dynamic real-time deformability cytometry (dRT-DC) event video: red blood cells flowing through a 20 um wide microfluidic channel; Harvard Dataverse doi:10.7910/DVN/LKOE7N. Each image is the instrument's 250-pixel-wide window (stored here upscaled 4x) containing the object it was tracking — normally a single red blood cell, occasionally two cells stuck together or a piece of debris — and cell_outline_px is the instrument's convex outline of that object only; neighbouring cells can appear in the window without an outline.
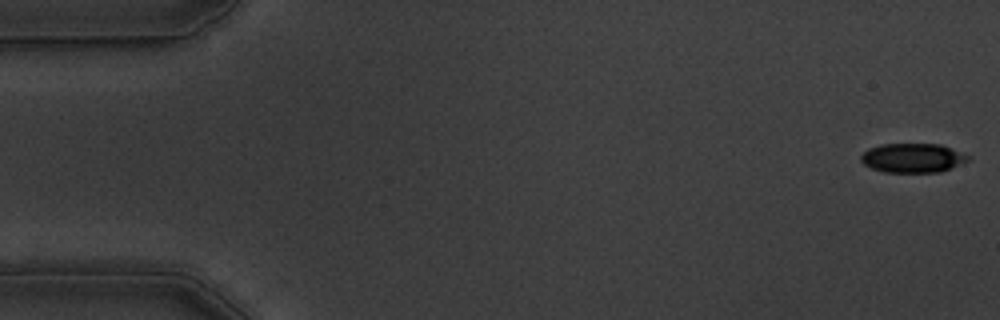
{"species": "common noctule bat (a hibernating species)", "species_latin": "Nyctalus noctula", "temperature_condition": "warm", "stored_images_in_passage": 7, "camera_frame_rate_fps": 3000, "um_per_image_px": 0.085, "animal": {"sex": "male", "body_mass_g": 19.5, "forearm_length_mm": 54.6}, "frame": {"image": 1, "passage_image": 1, "time_ms": 0.0, "image_size_px": [1000, 320], "cell_outline_px": [[968, 160], [940, 172], [884, 172], [872, 168], [864, 164], [860, 160], [860, 156], [868, 148], [880, 144], [940, 144], [968, 156]], "centroid_in_image_um": [77.5, 13.42], "position_along_channel_um": 7.5, "area_um2": 17.98}}